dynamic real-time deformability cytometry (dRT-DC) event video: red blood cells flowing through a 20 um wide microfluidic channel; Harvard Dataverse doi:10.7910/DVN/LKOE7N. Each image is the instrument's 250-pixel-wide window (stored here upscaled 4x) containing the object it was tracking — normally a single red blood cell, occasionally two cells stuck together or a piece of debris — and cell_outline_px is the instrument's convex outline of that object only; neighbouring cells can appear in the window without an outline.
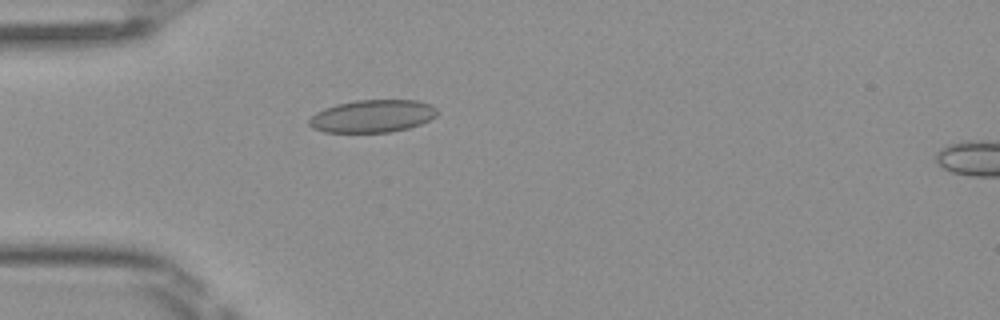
{"species": "Egyptian fruit bat (a non-hibernating species)", "species_latin": "Rousettus aegyptiacus", "temperature_condition": "room temperature", "stored_images_in_passage": 39, "camera_frame_rate_fps": 3000, "um_per_image_px": 0.085, "frame": {"image": 1, "passage_image": 4, "time_ms": 1.0, "image_size_px": [1000, 320], "cell_outline_px": [[440, 112], [436, 116], [420, 124], [408, 128], [392, 132], [324, 132], [312, 128], [308, 124], [308, 120], [316, 112], [324, 108], [336, 104], [356, 100], [420, 100], [432, 104]], "centroid_in_image_um": [31.68, 9.86], "position_along_channel_um": 53.3, "area_um2": 24.57}}
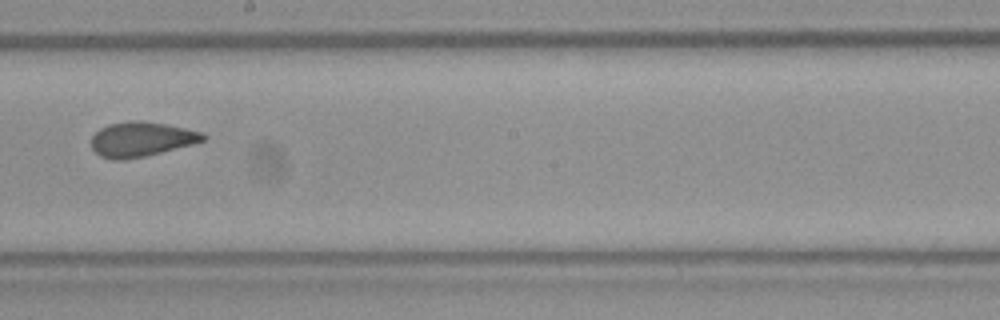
{"frame": {"image": 2, "passage_image": 18, "time_ms": 5.667, "image_size_px": [1000, 320], "cell_outline_px": [[208, 136], [204, 140], [192, 144], [144, 156], [124, 160], [112, 160], [100, 156], [92, 148], [92, 136], [100, 128], [108, 124], [136, 120], [144, 120], [204, 132]], "centroid_in_image_um": [12.0, 11.83], "position_along_channel_um": 236.2, "area_um2": 22.48}}
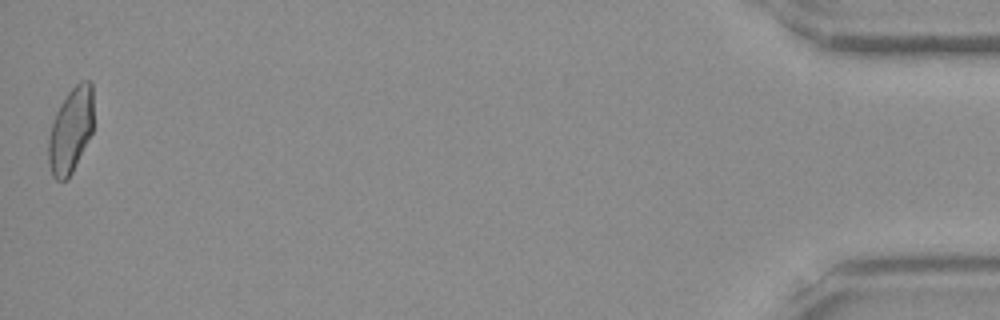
{"frame": {"image": 3, "passage_image": 39, "time_ms": 12.667, "image_size_px": [1000, 320], "cell_outline_px": [[92, 132], [68, 180], [56, 180], [52, 176], [48, 164], [48, 136], [56, 112], [60, 104], [68, 92], [80, 80], [88, 80], [92, 84]], "centroid_in_image_um": [5.99, 11.09], "position_along_channel_um": 429.2, "area_um2": 22.31}, "authors_computed_cell_mechanics": {"area_um2": 22.542, "velocity_mm_per_s": 4.0797, "shape_relaxation_time_tau1_ms": null, "shape_relaxation_time_tau2_ms": 0.9101, "deformation_change_tau1": null, "deformation_change_tau2": 0.0498}}